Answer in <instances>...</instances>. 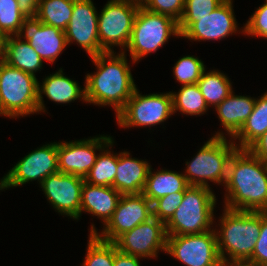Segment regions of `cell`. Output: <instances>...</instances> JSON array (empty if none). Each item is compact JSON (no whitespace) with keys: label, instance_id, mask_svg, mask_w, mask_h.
<instances>
[{"label":"cell","instance_id":"7c38bea8","mask_svg":"<svg viewBox=\"0 0 267 266\" xmlns=\"http://www.w3.org/2000/svg\"><path fill=\"white\" fill-rule=\"evenodd\" d=\"M58 171V142L45 144L25 155L4 175V189L35 180L41 184L46 177Z\"/></svg>","mask_w":267,"mask_h":266},{"label":"cell","instance_id":"2e32d148","mask_svg":"<svg viewBox=\"0 0 267 266\" xmlns=\"http://www.w3.org/2000/svg\"><path fill=\"white\" fill-rule=\"evenodd\" d=\"M98 14L92 0H74L72 17L65 30L67 45L75 41L90 57L100 54Z\"/></svg>","mask_w":267,"mask_h":266},{"label":"cell","instance_id":"4fadbf2b","mask_svg":"<svg viewBox=\"0 0 267 266\" xmlns=\"http://www.w3.org/2000/svg\"><path fill=\"white\" fill-rule=\"evenodd\" d=\"M114 243L117 249L125 254L140 258H157L160 250H166V225L152 217L124 232Z\"/></svg>","mask_w":267,"mask_h":266},{"label":"cell","instance_id":"5bb4252c","mask_svg":"<svg viewBox=\"0 0 267 266\" xmlns=\"http://www.w3.org/2000/svg\"><path fill=\"white\" fill-rule=\"evenodd\" d=\"M113 138L100 135L93 138L58 142V170L84 179L95 164L98 154Z\"/></svg>","mask_w":267,"mask_h":266},{"label":"cell","instance_id":"ac0fdd59","mask_svg":"<svg viewBox=\"0 0 267 266\" xmlns=\"http://www.w3.org/2000/svg\"><path fill=\"white\" fill-rule=\"evenodd\" d=\"M232 5V0H225L209 15L196 17V22L181 37L194 41H210L235 34L239 27Z\"/></svg>","mask_w":267,"mask_h":266},{"label":"cell","instance_id":"f35d334b","mask_svg":"<svg viewBox=\"0 0 267 266\" xmlns=\"http://www.w3.org/2000/svg\"><path fill=\"white\" fill-rule=\"evenodd\" d=\"M140 259V257L119 251L115 245L114 266H141L139 262Z\"/></svg>","mask_w":267,"mask_h":266},{"label":"cell","instance_id":"b9f144b4","mask_svg":"<svg viewBox=\"0 0 267 266\" xmlns=\"http://www.w3.org/2000/svg\"><path fill=\"white\" fill-rule=\"evenodd\" d=\"M6 41L7 36L3 33H0V63L5 62Z\"/></svg>","mask_w":267,"mask_h":266},{"label":"cell","instance_id":"52a82bcc","mask_svg":"<svg viewBox=\"0 0 267 266\" xmlns=\"http://www.w3.org/2000/svg\"><path fill=\"white\" fill-rule=\"evenodd\" d=\"M38 79L5 62L0 68V100L11 118L38 113Z\"/></svg>","mask_w":267,"mask_h":266},{"label":"cell","instance_id":"8992f818","mask_svg":"<svg viewBox=\"0 0 267 266\" xmlns=\"http://www.w3.org/2000/svg\"><path fill=\"white\" fill-rule=\"evenodd\" d=\"M181 37L178 21L170 16L148 11L140 6L136 14L128 49L133 64L168 42L169 37Z\"/></svg>","mask_w":267,"mask_h":266},{"label":"cell","instance_id":"cb8c5ba5","mask_svg":"<svg viewBox=\"0 0 267 266\" xmlns=\"http://www.w3.org/2000/svg\"><path fill=\"white\" fill-rule=\"evenodd\" d=\"M42 58L35 52L28 41L16 36H8L6 41L5 63L13 68L36 76L42 69Z\"/></svg>","mask_w":267,"mask_h":266},{"label":"cell","instance_id":"60d3db41","mask_svg":"<svg viewBox=\"0 0 267 266\" xmlns=\"http://www.w3.org/2000/svg\"><path fill=\"white\" fill-rule=\"evenodd\" d=\"M220 266H258L254 262L245 260H229V261H221Z\"/></svg>","mask_w":267,"mask_h":266},{"label":"cell","instance_id":"ab89813d","mask_svg":"<svg viewBox=\"0 0 267 266\" xmlns=\"http://www.w3.org/2000/svg\"><path fill=\"white\" fill-rule=\"evenodd\" d=\"M19 4V9L24 15L36 16L40 0H17Z\"/></svg>","mask_w":267,"mask_h":266},{"label":"cell","instance_id":"e575fe53","mask_svg":"<svg viewBox=\"0 0 267 266\" xmlns=\"http://www.w3.org/2000/svg\"><path fill=\"white\" fill-rule=\"evenodd\" d=\"M141 6L148 11L170 16L179 22L184 11L185 0H146Z\"/></svg>","mask_w":267,"mask_h":266},{"label":"cell","instance_id":"484cf974","mask_svg":"<svg viewBox=\"0 0 267 266\" xmlns=\"http://www.w3.org/2000/svg\"><path fill=\"white\" fill-rule=\"evenodd\" d=\"M231 84L226 74L215 69L207 73L205 70L197 81L208 107L220 104L233 91Z\"/></svg>","mask_w":267,"mask_h":266},{"label":"cell","instance_id":"ba28073f","mask_svg":"<svg viewBox=\"0 0 267 266\" xmlns=\"http://www.w3.org/2000/svg\"><path fill=\"white\" fill-rule=\"evenodd\" d=\"M139 7V4L131 0L107 1L98 14L101 53L114 52L112 49L114 46H120L121 52L125 51Z\"/></svg>","mask_w":267,"mask_h":266},{"label":"cell","instance_id":"30bf717a","mask_svg":"<svg viewBox=\"0 0 267 266\" xmlns=\"http://www.w3.org/2000/svg\"><path fill=\"white\" fill-rule=\"evenodd\" d=\"M165 253L186 266H220L215 229L200 234L167 236Z\"/></svg>","mask_w":267,"mask_h":266},{"label":"cell","instance_id":"d4e9b609","mask_svg":"<svg viewBox=\"0 0 267 266\" xmlns=\"http://www.w3.org/2000/svg\"><path fill=\"white\" fill-rule=\"evenodd\" d=\"M267 130V92L256 98L253 112L246 119L240 130L231 138L237 140L238 149H248Z\"/></svg>","mask_w":267,"mask_h":266},{"label":"cell","instance_id":"44dd1931","mask_svg":"<svg viewBox=\"0 0 267 266\" xmlns=\"http://www.w3.org/2000/svg\"><path fill=\"white\" fill-rule=\"evenodd\" d=\"M122 195L112 186L93 185L84 182L82 187L80 215L88 212L97 216L105 225L116 210Z\"/></svg>","mask_w":267,"mask_h":266},{"label":"cell","instance_id":"836d02e7","mask_svg":"<svg viewBox=\"0 0 267 266\" xmlns=\"http://www.w3.org/2000/svg\"><path fill=\"white\" fill-rule=\"evenodd\" d=\"M184 193L175 192L155 200L152 203L153 217L166 224L182 203Z\"/></svg>","mask_w":267,"mask_h":266},{"label":"cell","instance_id":"7a4b0ae2","mask_svg":"<svg viewBox=\"0 0 267 266\" xmlns=\"http://www.w3.org/2000/svg\"><path fill=\"white\" fill-rule=\"evenodd\" d=\"M125 52H103L90 57L97 71L85 77L86 103L111 106L116 115L136 90Z\"/></svg>","mask_w":267,"mask_h":266},{"label":"cell","instance_id":"4316f807","mask_svg":"<svg viewBox=\"0 0 267 266\" xmlns=\"http://www.w3.org/2000/svg\"><path fill=\"white\" fill-rule=\"evenodd\" d=\"M112 139L98 154L95 164L88 172L85 182L93 185L112 186L117 172V154L108 149L113 146Z\"/></svg>","mask_w":267,"mask_h":266},{"label":"cell","instance_id":"83f0119b","mask_svg":"<svg viewBox=\"0 0 267 266\" xmlns=\"http://www.w3.org/2000/svg\"><path fill=\"white\" fill-rule=\"evenodd\" d=\"M74 0H40L36 17L43 23L65 31L72 17Z\"/></svg>","mask_w":267,"mask_h":266},{"label":"cell","instance_id":"5b68a950","mask_svg":"<svg viewBox=\"0 0 267 266\" xmlns=\"http://www.w3.org/2000/svg\"><path fill=\"white\" fill-rule=\"evenodd\" d=\"M216 204V196L211 188L189 186L182 203L165 224L167 236L200 234L212 230Z\"/></svg>","mask_w":267,"mask_h":266},{"label":"cell","instance_id":"f6af8a7d","mask_svg":"<svg viewBox=\"0 0 267 266\" xmlns=\"http://www.w3.org/2000/svg\"><path fill=\"white\" fill-rule=\"evenodd\" d=\"M146 0H138V4L141 6Z\"/></svg>","mask_w":267,"mask_h":266},{"label":"cell","instance_id":"7bdbcfd3","mask_svg":"<svg viewBox=\"0 0 267 266\" xmlns=\"http://www.w3.org/2000/svg\"><path fill=\"white\" fill-rule=\"evenodd\" d=\"M0 115H1V116H6V117L11 118V117L4 111V108H3V106H2L1 100H0Z\"/></svg>","mask_w":267,"mask_h":266},{"label":"cell","instance_id":"4dcf8cb0","mask_svg":"<svg viewBox=\"0 0 267 266\" xmlns=\"http://www.w3.org/2000/svg\"><path fill=\"white\" fill-rule=\"evenodd\" d=\"M225 0H185V7L178 22L179 32L182 36L195 22L196 17L209 15Z\"/></svg>","mask_w":267,"mask_h":266},{"label":"cell","instance_id":"9a60e30c","mask_svg":"<svg viewBox=\"0 0 267 266\" xmlns=\"http://www.w3.org/2000/svg\"><path fill=\"white\" fill-rule=\"evenodd\" d=\"M84 182V179L58 171L46 177L40 186L56 212L78 220Z\"/></svg>","mask_w":267,"mask_h":266},{"label":"cell","instance_id":"e0dca14e","mask_svg":"<svg viewBox=\"0 0 267 266\" xmlns=\"http://www.w3.org/2000/svg\"><path fill=\"white\" fill-rule=\"evenodd\" d=\"M17 36L28 41L42 60L52 64L67 46L65 31L43 24L36 16L23 20Z\"/></svg>","mask_w":267,"mask_h":266},{"label":"cell","instance_id":"ee69618b","mask_svg":"<svg viewBox=\"0 0 267 266\" xmlns=\"http://www.w3.org/2000/svg\"><path fill=\"white\" fill-rule=\"evenodd\" d=\"M4 190V185H3V178L0 180V190Z\"/></svg>","mask_w":267,"mask_h":266},{"label":"cell","instance_id":"9c48e42d","mask_svg":"<svg viewBox=\"0 0 267 266\" xmlns=\"http://www.w3.org/2000/svg\"><path fill=\"white\" fill-rule=\"evenodd\" d=\"M173 114L171 91L142 95L136 88L124 108L115 117L120 127L129 129L159 125Z\"/></svg>","mask_w":267,"mask_h":266},{"label":"cell","instance_id":"1f68e13d","mask_svg":"<svg viewBox=\"0 0 267 266\" xmlns=\"http://www.w3.org/2000/svg\"><path fill=\"white\" fill-rule=\"evenodd\" d=\"M26 17L17 0H0V33L7 37L18 35Z\"/></svg>","mask_w":267,"mask_h":266},{"label":"cell","instance_id":"7402d4cb","mask_svg":"<svg viewBox=\"0 0 267 266\" xmlns=\"http://www.w3.org/2000/svg\"><path fill=\"white\" fill-rule=\"evenodd\" d=\"M255 98L235 95L232 91L214 109L217 111L220 123L230 139L240 130L246 119L253 112Z\"/></svg>","mask_w":267,"mask_h":266},{"label":"cell","instance_id":"f1b7e54d","mask_svg":"<svg viewBox=\"0 0 267 266\" xmlns=\"http://www.w3.org/2000/svg\"><path fill=\"white\" fill-rule=\"evenodd\" d=\"M171 94L174 113L178 111L190 116H201L209 109L197 84L182 85L177 93Z\"/></svg>","mask_w":267,"mask_h":266},{"label":"cell","instance_id":"8d00e7d4","mask_svg":"<svg viewBox=\"0 0 267 266\" xmlns=\"http://www.w3.org/2000/svg\"><path fill=\"white\" fill-rule=\"evenodd\" d=\"M258 266H267V212L262 211V225L253 254L248 260Z\"/></svg>","mask_w":267,"mask_h":266},{"label":"cell","instance_id":"74e56055","mask_svg":"<svg viewBox=\"0 0 267 266\" xmlns=\"http://www.w3.org/2000/svg\"><path fill=\"white\" fill-rule=\"evenodd\" d=\"M257 158L267 162V130L248 148Z\"/></svg>","mask_w":267,"mask_h":266},{"label":"cell","instance_id":"603a6c76","mask_svg":"<svg viewBox=\"0 0 267 266\" xmlns=\"http://www.w3.org/2000/svg\"><path fill=\"white\" fill-rule=\"evenodd\" d=\"M189 187L182 173L171 170H157L150 168L142 194L153 203L155 200L175 192H185Z\"/></svg>","mask_w":267,"mask_h":266},{"label":"cell","instance_id":"d6986e66","mask_svg":"<svg viewBox=\"0 0 267 266\" xmlns=\"http://www.w3.org/2000/svg\"><path fill=\"white\" fill-rule=\"evenodd\" d=\"M130 156L128 151L117 154V172L113 188L121 195L141 194L151 168L146 160Z\"/></svg>","mask_w":267,"mask_h":266},{"label":"cell","instance_id":"f546056e","mask_svg":"<svg viewBox=\"0 0 267 266\" xmlns=\"http://www.w3.org/2000/svg\"><path fill=\"white\" fill-rule=\"evenodd\" d=\"M87 251L81 266H114L115 243L89 234Z\"/></svg>","mask_w":267,"mask_h":266},{"label":"cell","instance_id":"ffe728a7","mask_svg":"<svg viewBox=\"0 0 267 266\" xmlns=\"http://www.w3.org/2000/svg\"><path fill=\"white\" fill-rule=\"evenodd\" d=\"M64 75L61 68L43 79L42 85L38 83V114L46 112L43 95L58 104L71 103L77 99L86 102L85 87L81 88L78 82Z\"/></svg>","mask_w":267,"mask_h":266},{"label":"cell","instance_id":"277c9868","mask_svg":"<svg viewBox=\"0 0 267 266\" xmlns=\"http://www.w3.org/2000/svg\"><path fill=\"white\" fill-rule=\"evenodd\" d=\"M222 132H216L191 161H186L184 176L189 186H209L208 180L224 186L227 179L228 163L237 149L236 142ZM224 184V185H223Z\"/></svg>","mask_w":267,"mask_h":266},{"label":"cell","instance_id":"d6a6232c","mask_svg":"<svg viewBox=\"0 0 267 266\" xmlns=\"http://www.w3.org/2000/svg\"><path fill=\"white\" fill-rule=\"evenodd\" d=\"M206 67L201 59L195 56L180 58L173 67L174 78L182 85L197 84Z\"/></svg>","mask_w":267,"mask_h":266},{"label":"cell","instance_id":"3957f363","mask_svg":"<svg viewBox=\"0 0 267 266\" xmlns=\"http://www.w3.org/2000/svg\"><path fill=\"white\" fill-rule=\"evenodd\" d=\"M223 211L219 218L220 229L215 228L221 261L249 260L260 234L262 211H236L226 208Z\"/></svg>","mask_w":267,"mask_h":266},{"label":"cell","instance_id":"6da1fadb","mask_svg":"<svg viewBox=\"0 0 267 266\" xmlns=\"http://www.w3.org/2000/svg\"><path fill=\"white\" fill-rule=\"evenodd\" d=\"M224 208L267 212V162L236 149L228 163Z\"/></svg>","mask_w":267,"mask_h":266},{"label":"cell","instance_id":"8fae6325","mask_svg":"<svg viewBox=\"0 0 267 266\" xmlns=\"http://www.w3.org/2000/svg\"><path fill=\"white\" fill-rule=\"evenodd\" d=\"M152 217V203L142 193L122 195L116 210L103 226L101 234L97 232L93 224L90 234H95L104 241L114 242L124 232L132 230Z\"/></svg>","mask_w":267,"mask_h":266},{"label":"cell","instance_id":"d590c367","mask_svg":"<svg viewBox=\"0 0 267 266\" xmlns=\"http://www.w3.org/2000/svg\"><path fill=\"white\" fill-rule=\"evenodd\" d=\"M241 30L248 36L267 39V2L255 10Z\"/></svg>","mask_w":267,"mask_h":266}]
</instances>
